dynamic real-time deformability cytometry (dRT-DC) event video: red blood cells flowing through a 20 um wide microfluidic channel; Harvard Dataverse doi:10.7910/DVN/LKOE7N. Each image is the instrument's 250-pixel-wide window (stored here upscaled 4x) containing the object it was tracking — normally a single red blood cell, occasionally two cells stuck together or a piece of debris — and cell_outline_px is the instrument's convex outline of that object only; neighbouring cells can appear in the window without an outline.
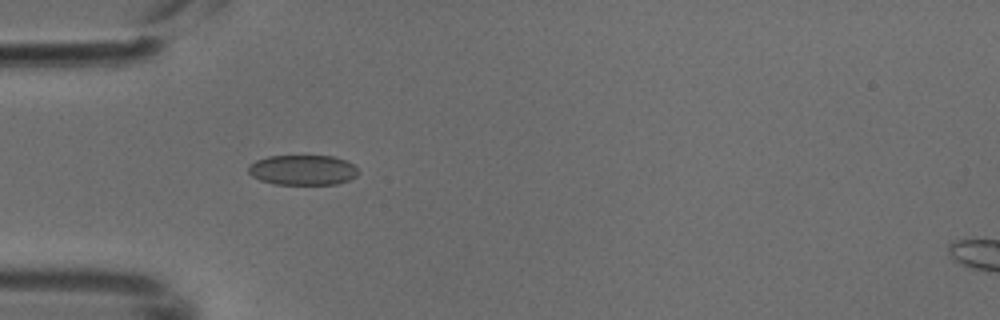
{"species": "common noctule bat (a hibernating species)", "species_latin": "Nyctalus noctula", "temperature_condition": "cold", "stored_images_in_passage": 3, "camera_frame_rate_fps": 3000, "um_per_image_px": 0.085, "animal": {"sex": "male", "body_mass_g": 18.8}, "frame": {"image": 1, "passage_image": 3, "time_ms": 0.667, "image_size_px": [1000, 320], "cell_outline_px": [[360, 172], [356, 176], [348, 180], [336, 184], [272, 184], [260, 180], [252, 176], [248, 172], [248, 164], [256, 160], [268, 156], [332, 156], [344, 160], [352, 164]], "centroid_in_image_um": [25.7, 14.45], "position_along_channel_um": 59.3, "area_um2": 19.31}}